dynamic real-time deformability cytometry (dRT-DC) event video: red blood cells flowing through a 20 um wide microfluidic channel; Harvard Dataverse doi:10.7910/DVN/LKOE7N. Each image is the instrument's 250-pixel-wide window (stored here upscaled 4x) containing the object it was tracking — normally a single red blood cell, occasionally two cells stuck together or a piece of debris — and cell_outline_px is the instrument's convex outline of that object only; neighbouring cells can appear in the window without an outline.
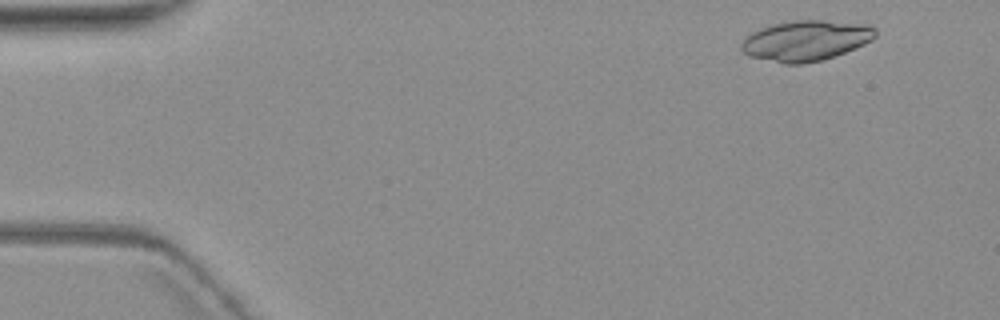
{"species": "common noctule bat (a hibernating species)", "species_latin": "Nyctalus noctula", "temperature_condition": "warm", "stored_images_in_passage": 4, "camera_frame_rate_fps": 3000, "um_per_image_px": 0.085, "animal": {"sex": "female", "body_mass_g": 19.3, "forearm_length_mm": 54.1}, "frame": {"image": 1, "passage_image": 1, "time_ms": 0.0, "image_size_px": [1000, 320], "cell_outline_px": [[876, 36], [872, 40], [864, 44], [844, 52], [820, 60], [800, 64], [784, 64], [748, 56], [740, 48], [740, 44], [752, 32], [760, 28], [772, 24], [796, 20], [824, 20], [868, 24], [876, 28]], "centroid_in_image_um": [68.49, 3.44], "position_along_channel_um": 16.5, "area_um2": 31.5}}